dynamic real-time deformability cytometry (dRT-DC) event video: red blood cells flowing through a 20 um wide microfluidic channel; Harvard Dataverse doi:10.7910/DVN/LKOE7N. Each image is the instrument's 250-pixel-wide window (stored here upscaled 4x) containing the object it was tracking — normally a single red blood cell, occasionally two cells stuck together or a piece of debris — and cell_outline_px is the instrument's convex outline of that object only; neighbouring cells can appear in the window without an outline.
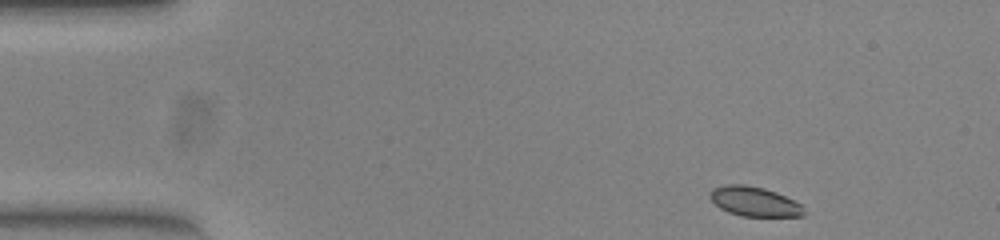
{"species": "common noctule bat (a hibernating species)", "species_latin": "Nyctalus noctula", "temperature_condition": "warm", "stored_images_in_passage": 47, "camera_frame_rate_fps": 3000, "um_per_image_px": 0.085, "animal": {"sex": "female", "body_mass_g": 23.0, "forearm_length_mm": 53.4}, "frame": {"image": 1, "passage_image": 1, "time_ms": 0.0, "image_size_px": [1000, 240], "cell_outline_px": [[808, 212], [804, 216], [740, 216], [728, 212], [720, 208], [708, 196], [712, 188], [728, 184], [744, 184], [764, 188], [776, 192], [800, 204]], "centroid_in_image_um": [64.12, 17.13], "position_along_channel_um": 20.9, "area_um2": 16.24}}
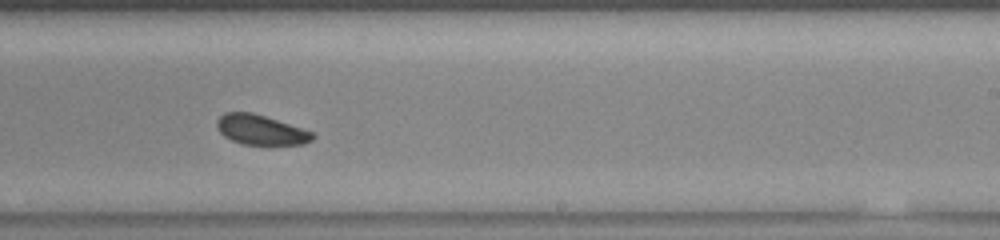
{"frame": {"image": 2, "passage_image": 27, "time_ms": 8.667, "image_size_px": [1000, 240], "cell_outline_px": [[316, 136], [312, 140], [304, 144], [240, 144], [224, 136], [220, 132], [216, 124], [216, 120], [224, 112], [252, 112], [312, 132]], "centroid_in_image_um": [22.12, 11.03], "position_along_channel_um": 266.9, "area_um2": 16.42}}
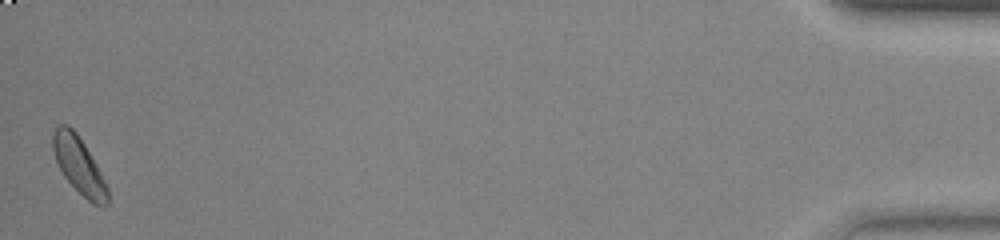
{"frame": {"image": 3, "passage_image": 47, "time_ms": 15.333, "image_size_px": [1000, 240], "cell_outline_px": [[108, 204], [104, 208], [92, 204], [64, 176], [56, 160], [52, 148], [52, 132], [56, 124], [68, 124], [76, 132], [84, 144], [96, 164], [108, 188]], "centroid_in_image_um": [6.7, 14.03], "position_along_channel_um": 428.5, "area_um2": 17.98}, "authors_computed_cell_mechanics": {"area_um2": 17.3978, "velocity_mm_per_s": 3.8629, "shape_relaxation_time_tau1_ms": 1.6447, "shape_relaxation_time_tau2_ms": null, "deformation_change_tau1": 0.0802, "deformation_change_tau2": null}}